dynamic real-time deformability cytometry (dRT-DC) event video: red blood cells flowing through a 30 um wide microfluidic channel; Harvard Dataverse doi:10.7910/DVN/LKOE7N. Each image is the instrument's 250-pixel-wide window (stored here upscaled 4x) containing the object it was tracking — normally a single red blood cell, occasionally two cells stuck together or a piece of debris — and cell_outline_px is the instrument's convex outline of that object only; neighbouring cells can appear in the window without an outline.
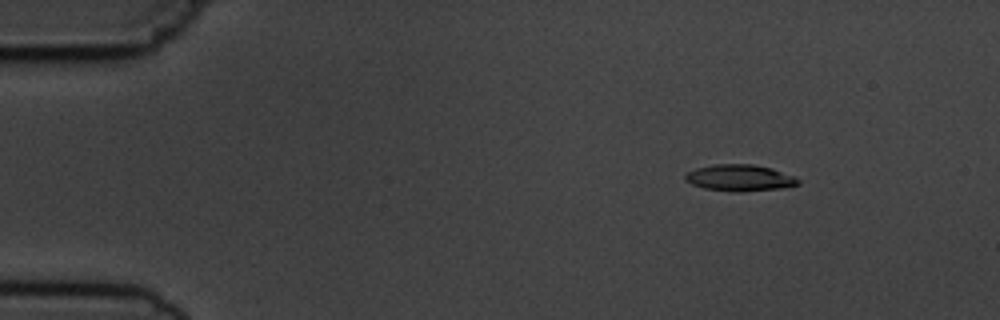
{"species": "common noctule bat (a hibernating species)", "species_latin": "Nyctalus noctula", "temperature_condition": "cold", "stored_images_in_passage": 6, "camera_frame_rate_fps": 3000, "um_per_image_px": 0.085, "animal": {"sex": "male", "body_mass_g": 19.5, "forearm_length_mm": 54.6}, "frame": {"image": 1, "passage_image": 3, "time_ms": 2.333, "image_size_px": [1000, 320], "cell_outline_px": [[800, 184], [780, 188], [740, 192], [732, 192], [704, 188], [692, 184], [684, 180], [684, 176], [688, 172], [696, 168], [716, 164], [752, 164], [772, 168], [796, 176], [800, 180]], "centroid_in_image_um": [62.9, 15.12], "position_along_channel_um": 22.1, "area_um2": 17.51}}
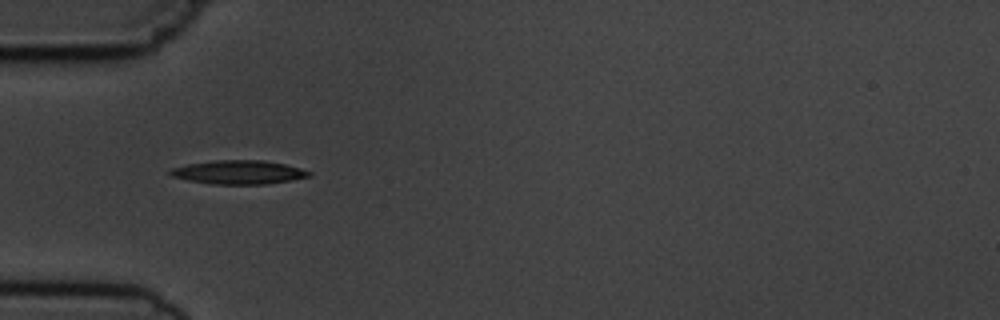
{"frame": {"image": 2, "passage_image": 5, "time_ms": 5.667, "image_size_px": [1000, 320], "cell_outline_px": [[312, 176], [268, 184], [212, 184], [188, 180], [172, 176], [168, 172], [172, 168], [188, 164], [216, 160], [264, 160], [284, 164], [300, 168], [312, 172]], "centroid_in_image_um": [20.31, 14.64], "position_along_channel_um": 64.7, "area_um2": 19.13}}
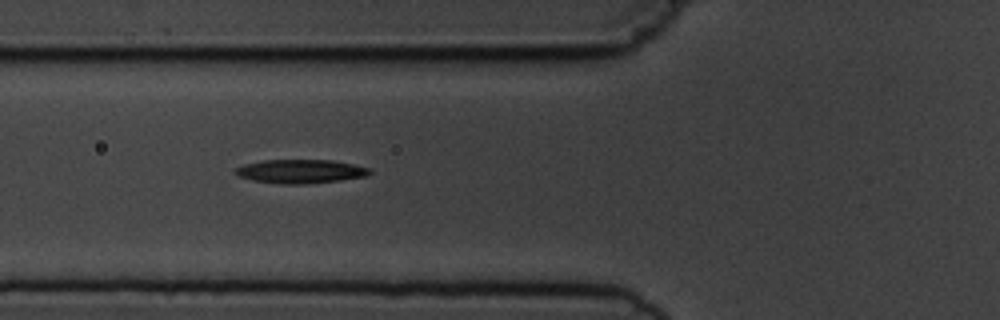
{"frame": {"image": 3, "passage_image": 6, "time_ms": 6.667, "image_size_px": [1000, 320], "cell_outline_px": [[372, 172], [368, 176], [340, 180], [304, 184], [280, 184], [252, 180], [236, 176], [232, 172], [236, 168], [244, 164], [264, 160], [332, 160], [372, 168]], "centroid_in_image_um": [25.53, 14.57], "position_along_channel_um": 100.3, "area_um2": 18.79}}